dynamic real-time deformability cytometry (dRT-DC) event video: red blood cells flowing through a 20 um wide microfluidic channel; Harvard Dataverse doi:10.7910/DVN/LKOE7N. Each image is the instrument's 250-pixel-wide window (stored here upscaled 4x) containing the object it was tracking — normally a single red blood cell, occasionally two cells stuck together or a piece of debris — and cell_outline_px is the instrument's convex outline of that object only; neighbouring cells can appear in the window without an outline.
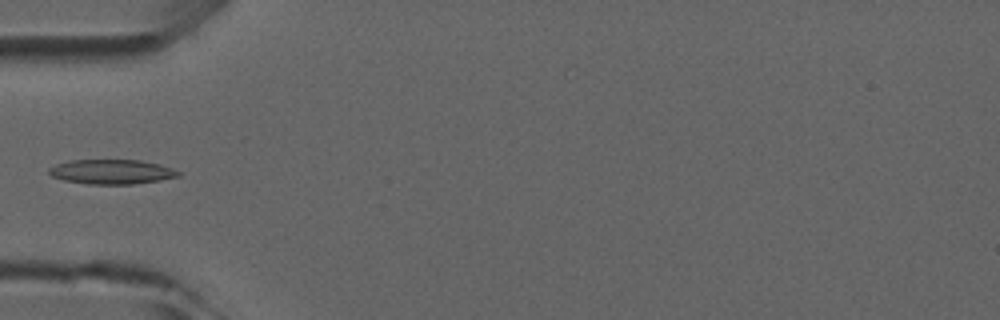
{"species": "common noctule bat (a hibernating species)", "species_latin": "Nyctalus noctula", "temperature_condition": "room temperature", "stored_images_in_passage": 5, "camera_frame_rate_fps": 3000, "um_per_image_px": 0.085, "animal": {"sex": "male", "forearm_length_mm": 52.5}, "frame": {"image": 1, "passage_image": 5, "time_ms": 4.333, "image_size_px": [1000, 320], "cell_outline_px": [[180, 176], [160, 180], [132, 184], [88, 184], [64, 180], [52, 176], [48, 172], [48, 168], [56, 164], [72, 160], [140, 160], [160, 164], [172, 168], [180, 172]], "centroid_in_image_um": [9.49, 14.6], "position_along_channel_um": 75.5, "area_um2": 18.5}}